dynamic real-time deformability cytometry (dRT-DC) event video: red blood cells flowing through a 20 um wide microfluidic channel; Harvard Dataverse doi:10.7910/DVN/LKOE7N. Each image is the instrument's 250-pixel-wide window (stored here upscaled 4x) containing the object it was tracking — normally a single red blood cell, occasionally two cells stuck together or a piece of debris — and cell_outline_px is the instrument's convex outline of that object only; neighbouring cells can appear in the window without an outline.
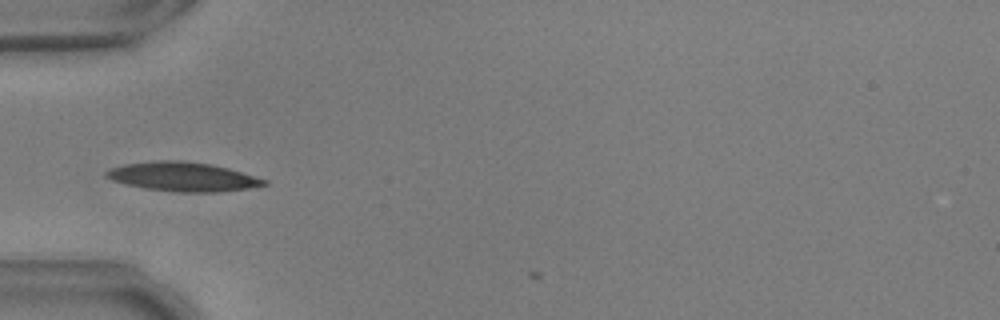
{"species": "common noctule bat (a hibernating species)", "species_latin": "Nyctalus noctula", "temperature_condition": "warm", "stored_images_in_passage": 4, "camera_frame_rate_fps": 3000, "um_per_image_px": 0.085, "animal": {"sex": "male", "body_mass_g": 17.9, "forearm_length_mm": 54.2}, "frame": {"image": 1, "passage_image": 1, "time_ms": 0.0, "image_size_px": [1000, 320], "cell_outline_px": [[268, 184], [248, 188], [220, 192], [176, 192], [144, 188], [112, 180], [104, 176], [104, 172], [108, 168], [124, 164], [160, 160], [180, 160], [212, 164], [228, 168], [268, 180]], "centroid_in_image_um": [15.52, 15.02], "position_along_channel_um": 69.5, "area_um2": 26.82}}